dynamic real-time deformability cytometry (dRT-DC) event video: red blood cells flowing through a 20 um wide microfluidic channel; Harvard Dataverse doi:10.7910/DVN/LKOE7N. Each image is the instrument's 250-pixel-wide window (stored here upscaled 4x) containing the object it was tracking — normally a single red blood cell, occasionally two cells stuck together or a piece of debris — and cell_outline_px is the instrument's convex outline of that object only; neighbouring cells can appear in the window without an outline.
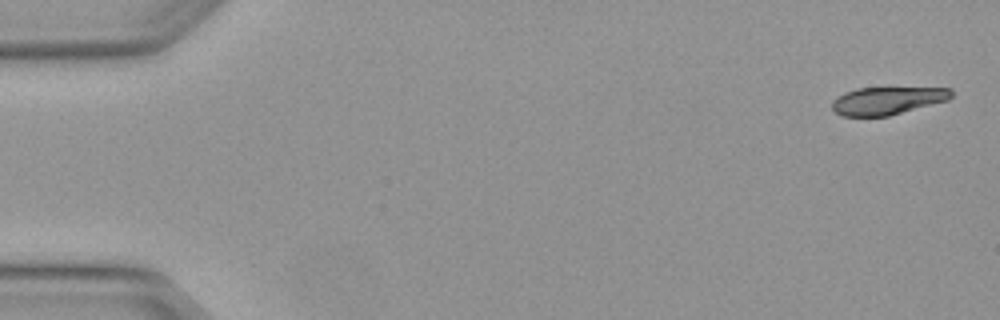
{"species": "Egyptian fruit bat (a non-hibernating species)", "species_latin": "Rousettus aegyptiacus", "temperature_condition": "warm", "stored_images_in_passage": 4, "camera_frame_rate_fps": 3000, "um_per_image_px": 0.085, "animal": {"sex": "female"}, "frame": {"image": 1, "passage_image": 1, "time_ms": 0.0, "image_size_px": [1000, 320], "cell_outline_px": [[952, 96], [948, 100], [888, 116], [840, 116], [832, 108], [832, 100], [836, 96], [844, 92], [856, 88], [952, 88]], "centroid_in_image_um": [75.38, 8.55], "position_along_channel_um": 9.6, "area_um2": 19.25}}
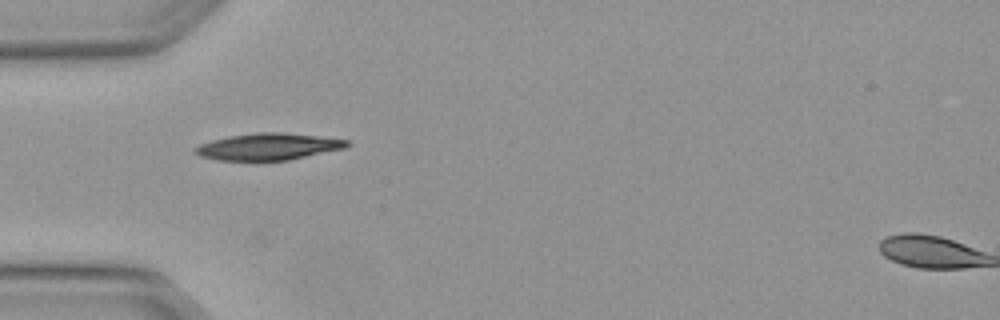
{"frame": {"image": 2, "passage_image": 4, "time_ms": 1.0, "image_size_px": [1000, 320], "cell_outline_px": [[352, 144], [344, 148], [288, 160], [216, 160], [200, 156], [192, 152], [192, 148], [200, 144], [212, 140], [228, 136], [256, 132], [280, 132], [316, 136], [348, 140]], "centroid_in_image_um": [22.74, 12.46], "position_along_channel_um": 62.3, "area_um2": 23.58}}